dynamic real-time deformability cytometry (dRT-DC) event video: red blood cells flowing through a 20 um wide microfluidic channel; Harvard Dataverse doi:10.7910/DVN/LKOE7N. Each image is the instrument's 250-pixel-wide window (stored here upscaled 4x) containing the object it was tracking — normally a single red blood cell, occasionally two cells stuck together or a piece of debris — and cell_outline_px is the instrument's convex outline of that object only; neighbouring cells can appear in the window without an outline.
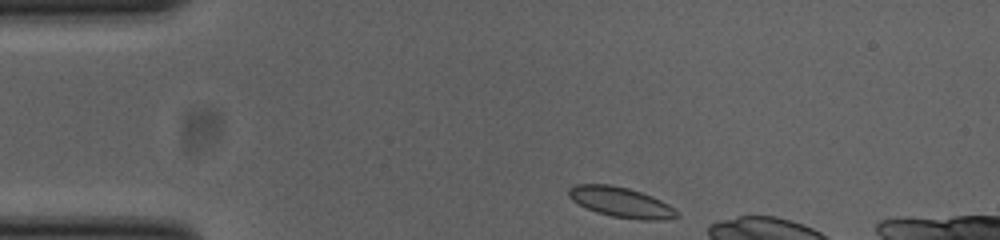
{"species": "common noctule bat (a hibernating species)", "species_latin": "Nyctalus noctula", "temperature_condition": "cold", "stored_images_in_passage": 39, "camera_frame_rate_fps": 3000, "um_per_image_px": 0.085, "animal": {"sex": "female", "body_mass_g": 23.0, "forearm_length_mm": 53.4}, "frame": {"image": 1, "passage_image": 1, "time_ms": 0.0, "image_size_px": [1000, 240], "cell_outline_px": [[680, 216], [664, 220], [640, 220], [612, 216], [596, 212], [572, 200], [568, 196], [568, 188], [576, 184], [612, 184], [628, 188], [652, 196], [676, 208], [680, 212]], "centroid_in_image_um": [52.82, 17.19], "position_along_channel_um": 32.2, "area_um2": 19.13}}
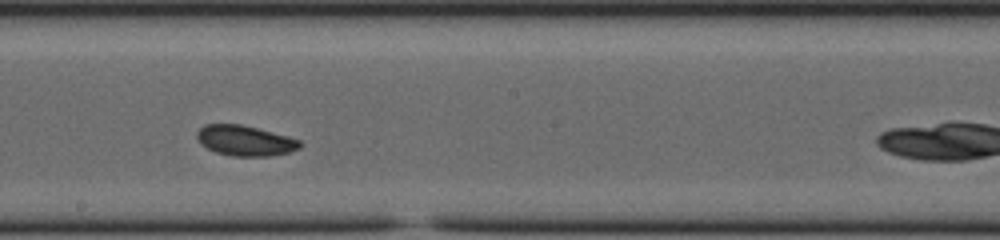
{"frame": {"image": 2, "passage_image": 20, "time_ms": 6.333, "image_size_px": [1000, 240], "cell_outline_px": [[304, 144], [300, 148], [288, 152], [268, 156], [232, 156], [216, 152], [200, 144], [196, 136], [196, 132], [204, 124], [240, 124], [288, 136], [300, 140]], "centroid_in_image_um": [20.82, 11.95], "position_along_channel_um": 227.4, "area_um2": 18.21}}
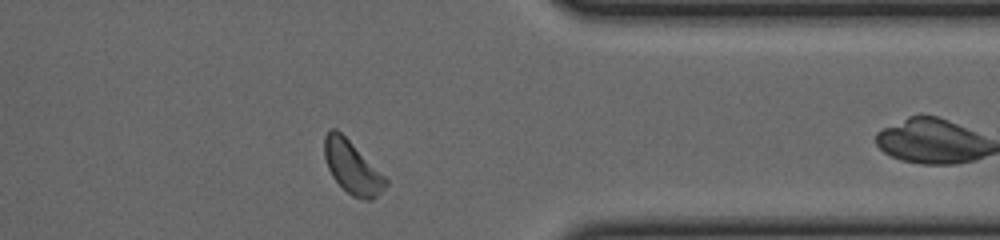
{"frame": {"image": 3, "passage_image": 33, "time_ms": 10.667, "image_size_px": [1000, 240], "cell_outline_px": [[388, 184], [372, 200], [364, 200], [352, 196], [332, 176], [328, 168], [324, 156], [324, 136], [328, 128], [336, 128], [388, 180]], "centroid_in_image_um": [29.9, 14.21], "position_along_channel_um": 381.5, "area_um2": 18.38}, "authors_computed_cell_mechanics": {"area_um2": 18.3226, "velocity_mm_per_s": 3.8202, "shape_relaxation_time_tau1_ms": 1.5376, "shape_relaxation_time_tau2_ms": null, "deformation_change_tau1": 0.0809, "deformation_change_tau2": null}}